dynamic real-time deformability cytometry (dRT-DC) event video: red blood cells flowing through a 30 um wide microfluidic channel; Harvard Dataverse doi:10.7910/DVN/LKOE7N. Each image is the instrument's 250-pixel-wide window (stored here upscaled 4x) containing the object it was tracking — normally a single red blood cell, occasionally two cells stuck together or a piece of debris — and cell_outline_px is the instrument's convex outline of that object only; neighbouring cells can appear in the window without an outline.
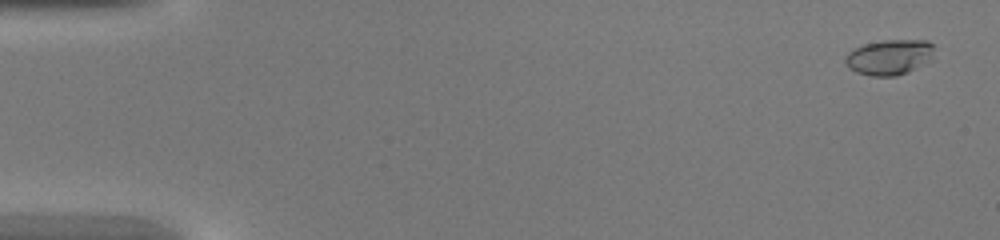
{"species": "common noctule bat (a hibernating species)", "species_latin": "Nyctalus noctula", "temperature_condition": "warm", "stored_images_in_passage": 45, "camera_frame_rate_fps": 3000, "um_per_image_px": 0.085, "animal": {"sex": "female", "body_mass_g": 20.0, "forearm_length_mm": 54.0}, "frame": {"image": 1, "passage_image": 2, "time_ms": 0.333, "image_size_px": [1000, 240], "cell_outline_px": [[932, 60], [908, 72], [896, 76], [872, 76], [856, 72], [848, 68], [844, 60], [848, 52], [864, 44], [884, 40], [928, 40], [932, 44]], "centroid_in_image_um": [75.59, 4.86], "position_along_channel_um": 9.4, "area_um2": 18.32}}
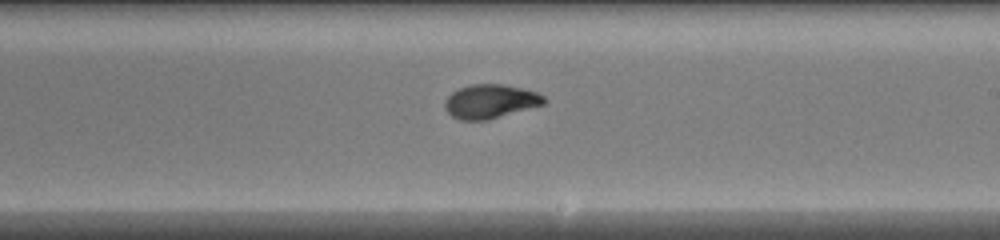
{"frame": {"image": 2, "passage_image": 27, "time_ms": 8.667, "image_size_px": [1000, 240], "cell_outline_px": [[548, 100], [544, 104], [488, 120], [460, 120], [452, 116], [444, 108], [444, 100], [452, 92], [468, 84], [504, 84], [536, 92], [544, 96]], "centroid_in_image_um": [41.66, 8.62], "position_along_channel_um": 247.3, "area_um2": 19.65}}
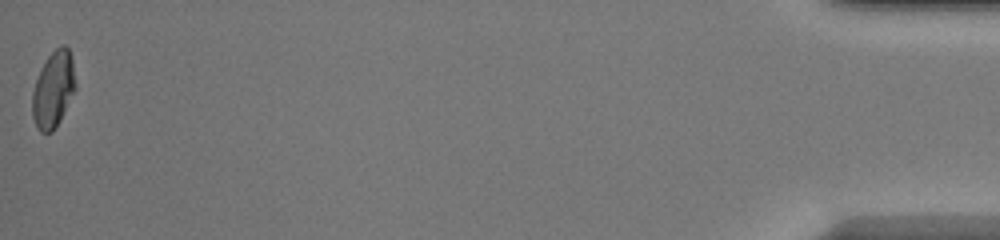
{"frame": {"image": 3, "passage_image": 45, "time_ms": 14.667, "image_size_px": [1000, 240], "cell_outline_px": [[76, 88], [60, 120], [52, 132], [40, 132], [36, 128], [32, 116], [32, 92], [40, 68], [48, 56], [60, 44], [64, 44], [68, 48], [72, 56], [76, 84]], "centroid_in_image_um": [4.53, 7.59], "position_along_channel_um": 430.7, "area_um2": 19.36}}